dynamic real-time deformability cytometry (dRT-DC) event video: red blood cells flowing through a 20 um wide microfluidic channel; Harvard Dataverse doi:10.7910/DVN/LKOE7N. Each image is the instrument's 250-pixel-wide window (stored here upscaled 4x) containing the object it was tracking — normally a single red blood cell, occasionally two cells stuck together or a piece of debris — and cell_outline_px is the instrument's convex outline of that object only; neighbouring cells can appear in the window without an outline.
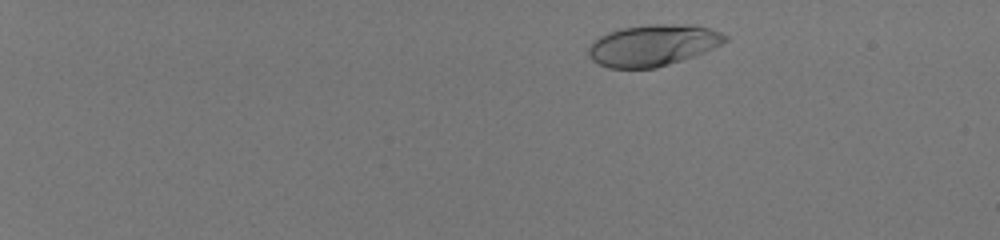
{"species": "human", "species_latin": "Homo sapiens", "temperature_condition": "room temperature", "stored_images_in_passage": 52, "camera_frame_rate_fps": 3000, "um_per_image_px": 0.085, "donor": {"sex": "male"}, "frame": {"image": 1, "passage_image": 7, "time_ms": 2.0, "image_size_px": [1000, 240], "cell_outline_px": [[728, 40], [696, 56], [656, 68], [608, 68], [592, 60], [588, 56], [588, 48], [592, 40], [608, 32], [620, 28], [648, 24], [672, 24], [712, 28], [728, 36]], "centroid_in_image_um": [55.46, 3.85], "position_along_channel_um": 29.5, "area_um2": 33.0}}
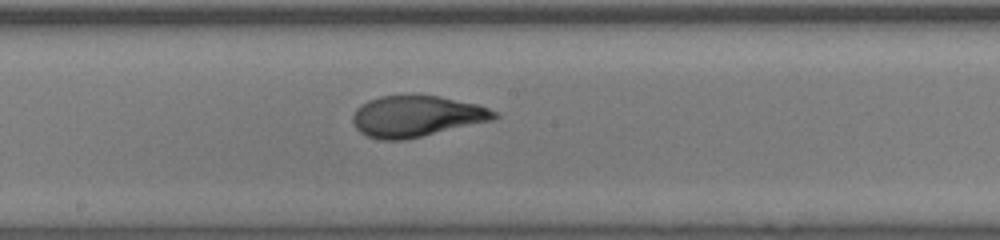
{"frame": {"image": 2, "passage_image": 32, "time_ms": 10.333, "image_size_px": [1000, 240], "cell_outline_px": [[500, 116], [496, 120], [404, 140], [380, 140], [368, 136], [360, 132], [356, 128], [352, 120], [352, 116], [356, 108], [360, 104], [368, 100], [380, 96], [412, 92], [440, 96], [480, 104], [496, 112]], "centroid_in_image_um": [35.42, 9.84], "position_along_channel_um": 212.8, "area_um2": 35.03}}
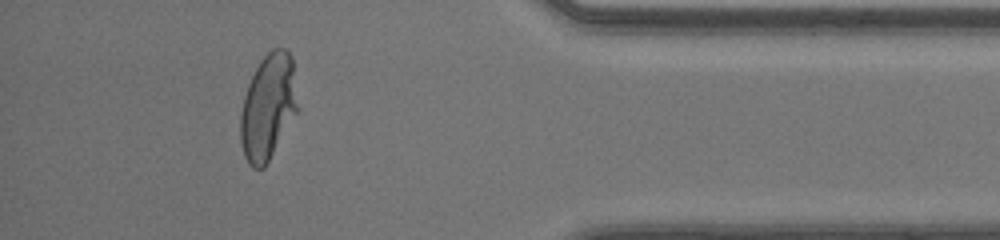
{"frame": {"image": 3, "passage_image": 48, "time_ms": 15.667, "image_size_px": [1000, 240], "cell_outline_px": [[300, 108], [264, 168], [252, 168], [248, 164], [244, 156], [240, 140], [240, 112], [244, 96], [248, 84], [260, 60], [272, 48], [284, 48], [292, 56]], "centroid_in_image_um": [22.8, 9.08], "position_along_channel_um": 412.4, "area_um2": 35.72}, "authors_computed_cell_mechanics": {"area_um2": 33.4373, "velocity_mm_per_s": 4.1242, "shape_relaxation_time_tau1_ms": 5.2053, "shape_relaxation_time_tau2_ms": null, "deformation_change_tau1": 0.2496, "deformation_change_tau2": null}}